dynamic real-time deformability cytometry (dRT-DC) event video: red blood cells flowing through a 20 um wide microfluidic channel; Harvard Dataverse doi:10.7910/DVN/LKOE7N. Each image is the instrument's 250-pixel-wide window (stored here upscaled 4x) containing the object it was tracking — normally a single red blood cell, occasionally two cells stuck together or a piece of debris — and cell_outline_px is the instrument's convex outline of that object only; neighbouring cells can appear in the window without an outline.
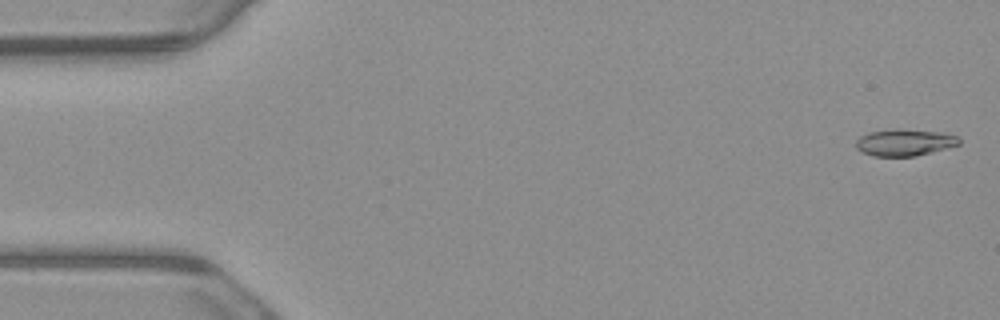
{"species": "common noctule bat (a hibernating species)", "species_latin": "Nyctalus noctula", "temperature_condition": "warm", "stored_images_in_passage": 5, "camera_frame_rate_fps": 3000, "um_per_image_px": 0.085, "animal": {"sex": "male", "body_mass_g": 23.1, "forearm_length_mm": 52.7}, "frame": {"image": 1, "passage_image": 1, "time_ms": 0.0, "image_size_px": [1000, 320], "cell_outline_px": [[960, 144], [932, 152], [916, 156], [872, 156], [860, 152], [856, 148], [856, 140], [860, 136], [868, 132], [896, 128], [944, 132], [956, 136], [960, 140]], "centroid_in_image_um": [76.86, 12.1], "position_along_channel_um": 8.1, "area_um2": 16.3}}